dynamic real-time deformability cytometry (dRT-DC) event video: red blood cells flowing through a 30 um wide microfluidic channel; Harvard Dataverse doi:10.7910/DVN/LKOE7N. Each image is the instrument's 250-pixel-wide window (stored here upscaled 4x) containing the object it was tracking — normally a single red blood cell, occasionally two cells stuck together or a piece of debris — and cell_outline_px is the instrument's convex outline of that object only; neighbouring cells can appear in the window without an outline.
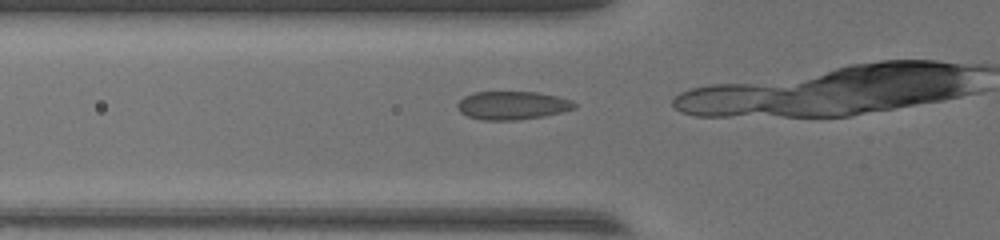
{"species": "common noctule bat (a hibernating species)", "species_latin": "Nyctalus noctula", "temperature_condition": "warm", "stored_images_in_passage": 17, "camera_frame_rate_fps": 3000, "um_per_image_px": 0.085, "animal": {"sex": "female", "body_mass_g": 17.0, "forearm_length_mm": 48.0}, "frame": {"image": 1, "passage_image": 15, "time_ms": 4.667, "image_size_px": [1000, 240], "cell_outline_px": [[576, 108], [544, 116], [516, 120], [484, 120], [468, 116], [460, 112], [456, 104], [464, 96], [472, 92], [536, 92], [556, 96], [572, 100], [576, 104]], "centroid_in_image_um": [43.53, 8.95], "position_along_channel_um": 82.3, "area_um2": 19.25}}